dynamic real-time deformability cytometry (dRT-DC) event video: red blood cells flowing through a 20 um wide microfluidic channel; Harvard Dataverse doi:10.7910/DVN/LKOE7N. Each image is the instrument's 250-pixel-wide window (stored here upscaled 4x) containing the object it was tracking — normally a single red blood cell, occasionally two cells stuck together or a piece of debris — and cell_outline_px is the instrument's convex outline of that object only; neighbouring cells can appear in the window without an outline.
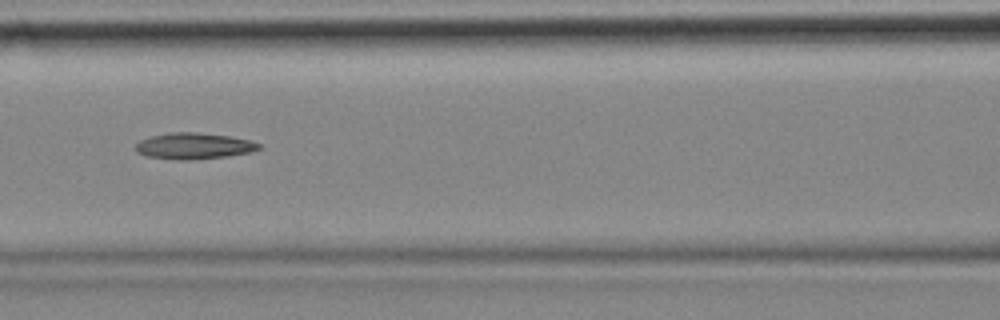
{"species": "common noctule bat (a hibernating species)", "species_latin": "Nyctalus noctula", "temperature_condition": "cold", "stored_images_in_passage": 9, "camera_frame_rate_fps": 3000, "um_per_image_px": 0.085, "animal": {"sex": "female", "body_mass_g": 18.4}, "frame": {"image": 1, "passage_image": 7, "time_ms": 2.0, "image_size_px": [1000, 320], "cell_outline_px": [[264, 148], [252, 152], [224, 156], [188, 160], [180, 160], [144, 156], [136, 152], [136, 144], [140, 140], [152, 136], [168, 132], [196, 132], [232, 136], [252, 140], [264, 144]], "centroid_in_image_um": [16.54, 12.4], "position_along_channel_um": 150.1, "area_um2": 19.13}}